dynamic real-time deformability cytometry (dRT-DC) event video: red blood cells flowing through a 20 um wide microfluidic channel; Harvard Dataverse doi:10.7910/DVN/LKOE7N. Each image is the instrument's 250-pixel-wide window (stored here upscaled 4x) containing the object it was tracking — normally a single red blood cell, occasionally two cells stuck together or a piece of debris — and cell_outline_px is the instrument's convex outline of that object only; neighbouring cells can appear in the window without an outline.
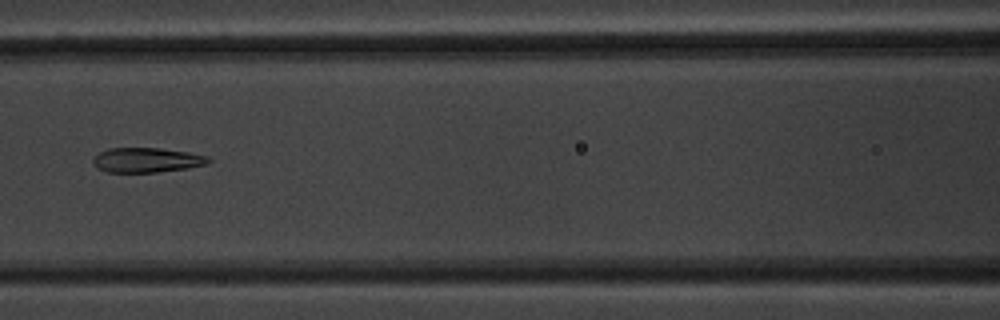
{"species": "common noctule bat (a hibernating species)", "species_latin": "Nyctalus noctula", "temperature_condition": "warm", "stored_images_in_passage": 7, "camera_frame_rate_fps": 3000, "um_per_image_px": 0.085, "animal": {"sex": "male", "body_mass_g": 20.1, "forearm_length_mm": 53.5}, "frame": {"image": 1, "passage_image": 7, "time_ms": 7.0, "image_size_px": [1000, 320], "cell_outline_px": [[212, 160], [208, 164], [188, 168], [156, 172], [108, 172], [96, 168], [92, 160], [100, 152], [108, 148], [160, 148], [188, 152], [208, 156]], "centroid_in_image_um": [12.49, 13.6], "position_along_channel_um": 154.1, "area_um2": 16.65}}